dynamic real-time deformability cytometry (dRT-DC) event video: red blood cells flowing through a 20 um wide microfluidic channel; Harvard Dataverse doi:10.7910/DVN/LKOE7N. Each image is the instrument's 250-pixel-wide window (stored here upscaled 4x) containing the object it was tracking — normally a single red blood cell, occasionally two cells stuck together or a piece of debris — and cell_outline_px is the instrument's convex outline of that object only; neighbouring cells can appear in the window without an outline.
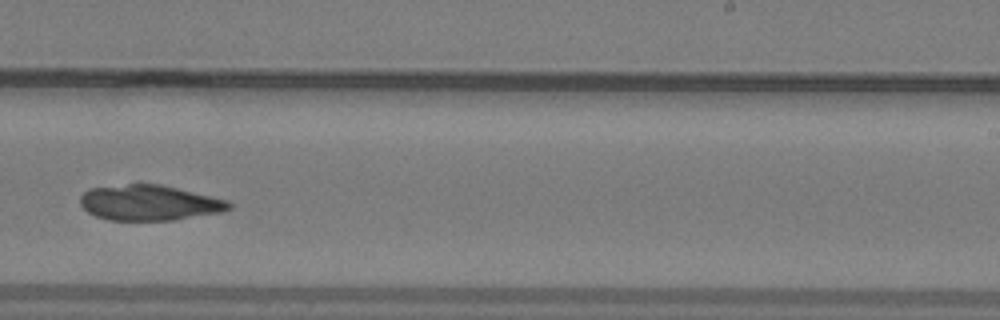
{"species": "common noctule bat (a hibernating species)", "species_latin": "Nyctalus noctula", "temperature_condition": "warm", "stored_images_in_passage": 18, "camera_frame_rate_fps": 3000, "um_per_image_px": 0.085, "animal": {"sex": "male", "body_mass_g": 19.2, "forearm_length_mm": 51.8}, "frame": {"image": 1, "passage_image": 14, "time_ms": 4.333, "image_size_px": [1000, 320], "cell_outline_px": [[232, 208], [224, 212], [172, 220], [108, 220], [96, 216], [88, 212], [80, 204], [80, 196], [88, 188], [128, 184], [160, 184], [228, 200], [232, 204]], "centroid_in_image_um": [12.7, 17.24], "position_along_channel_um": 276.3, "area_um2": 30.75}}
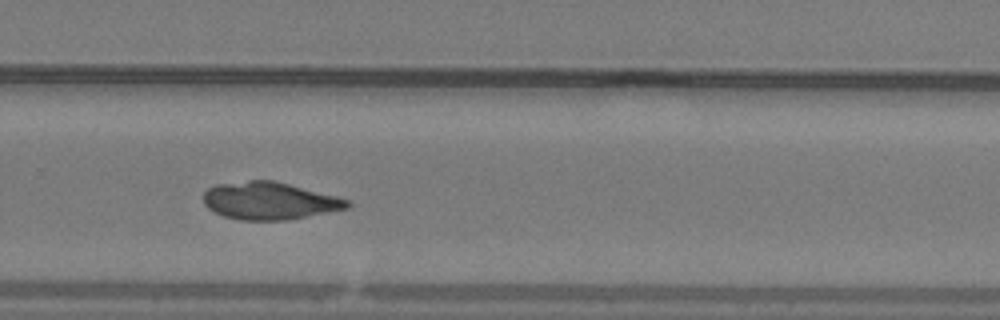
{"frame": {"image": 2, "passage_image": 16, "time_ms": 5.0, "image_size_px": [1000, 320], "cell_outline_px": [[352, 204], [348, 208], [288, 220], [240, 220], [224, 216], [208, 208], [204, 204], [204, 192], [208, 188], [216, 184], [248, 180], [272, 180], [352, 200]], "centroid_in_image_um": [22.91, 17.07], "position_along_channel_um": 306.9, "area_um2": 31.33}}